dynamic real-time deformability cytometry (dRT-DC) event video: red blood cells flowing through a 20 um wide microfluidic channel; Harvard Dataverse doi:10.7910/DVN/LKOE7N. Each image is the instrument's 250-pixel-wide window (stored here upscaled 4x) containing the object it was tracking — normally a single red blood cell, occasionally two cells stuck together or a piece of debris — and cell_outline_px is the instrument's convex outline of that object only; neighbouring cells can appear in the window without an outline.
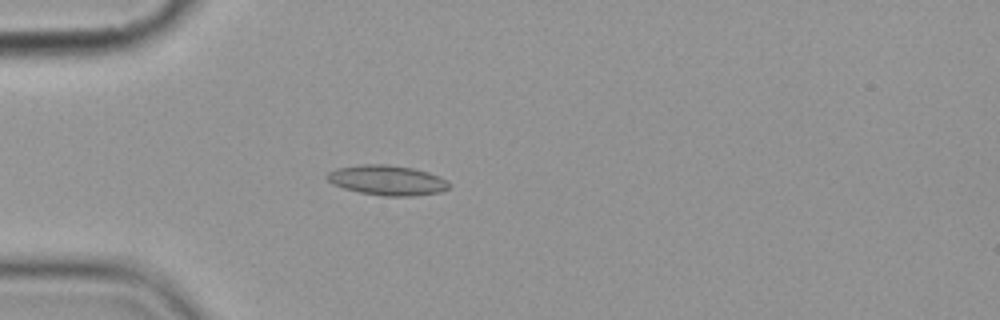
{"species": "common noctule bat (a hibernating species)", "species_latin": "Nyctalus noctula", "temperature_condition": "cold", "stored_images_in_passage": 6, "camera_frame_rate_fps": 3000, "um_per_image_px": 0.085, "animal": {"sex": "female", "body_mass_g": 19.9}, "frame": {"image": 1, "passage_image": 5, "time_ms": 4.667, "image_size_px": [1000, 320], "cell_outline_px": [[452, 184], [448, 188], [440, 192], [412, 196], [384, 196], [360, 192], [344, 188], [332, 184], [324, 176], [328, 172], [336, 168], [360, 164], [388, 164], [412, 168], [428, 172]], "centroid_in_image_um": [32.87, 15.31], "position_along_channel_um": 52.1, "area_um2": 21.27}}